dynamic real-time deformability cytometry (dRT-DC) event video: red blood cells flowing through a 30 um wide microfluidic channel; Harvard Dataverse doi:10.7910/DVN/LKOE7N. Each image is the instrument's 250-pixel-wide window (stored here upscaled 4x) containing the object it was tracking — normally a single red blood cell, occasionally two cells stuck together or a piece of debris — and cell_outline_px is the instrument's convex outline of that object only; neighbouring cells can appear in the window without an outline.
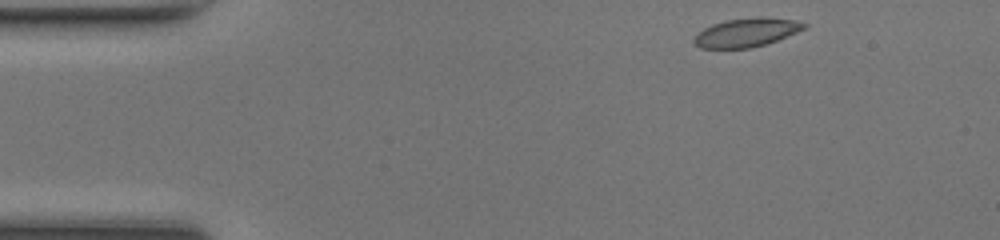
{"species": "common noctule bat (a hibernating species)", "species_latin": "Nyctalus noctula", "temperature_condition": "room temperature", "stored_images_in_passage": 43, "camera_frame_rate_fps": 3000, "um_per_image_px": 0.085, "animal": {"sex": "female", "body_mass_g": 17.0, "forearm_length_mm": 48.0}, "frame": {"image": 1, "passage_image": 1, "time_ms": 0.0, "image_size_px": [1000, 240], "cell_outline_px": [[808, 28], [776, 40], [752, 48], [700, 48], [692, 40], [704, 28], [712, 24], [724, 20], [760, 16], [764, 16], [796, 20], [808, 24]], "centroid_in_image_um": [63.49, 2.74], "position_along_channel_um": 21.5, "area_um2": 18.5}}
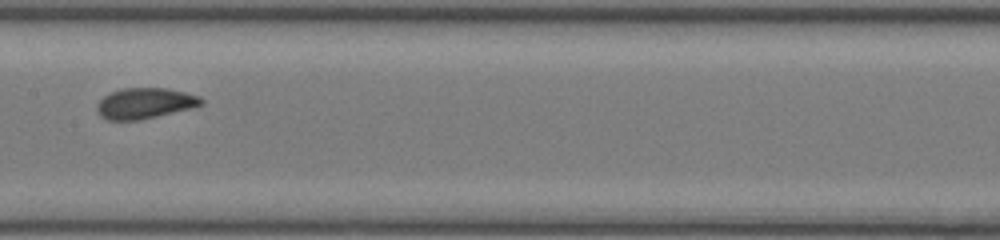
{"frame": {"image": 2, "passage_image": 19, "time_ms": 6.0, "image_size_px": [1000, 240], "cell_outline_px": [[204, 104], [192, 108], [140, 120], [104, 120], [96, 112], [96, 104], [104, 96], [120, 88], [168, 88], [200, 96], [204, 100]], "centroid_in_image_um": [12.3, 8.78], "position_along_channel_um": 195.1, "area_um2": 18.9}}
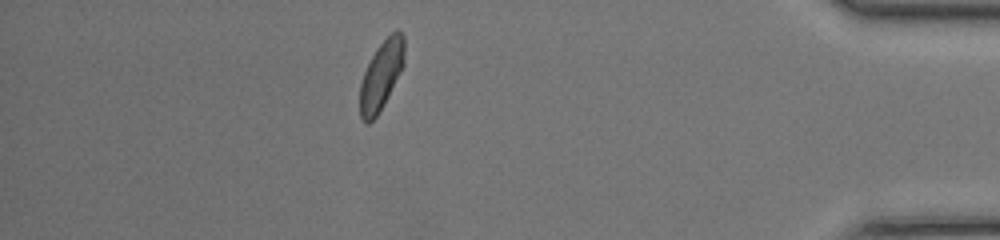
{"frame": {"image": 3, "passage_image": 37, "time_ms": 12.0, "image_size_px": [1000, 240], "cell_outline_px": [[404, 64], [376, 116], [368, 124], [364, 124], [360, 116], [360, 84], [364, 72], [376, 48], [396, 28], [404, 36]], "centroid_in_image_um": [32.39, 6.38], "position_along_channel_um": 402.8, "area_um2": 17.4}, "authors_computed_cell_mechanics": {"area_um2": 18.4382, "velocity_mm_per_s": 4.2766, "shape_relaxation_time_tau1_ms": 2.7743, "shape_relaxation_time_tau2_ms": 0.9329, "deformation_change_tau1": 0.0815, "deformation_change_tau2": 0.0504}}